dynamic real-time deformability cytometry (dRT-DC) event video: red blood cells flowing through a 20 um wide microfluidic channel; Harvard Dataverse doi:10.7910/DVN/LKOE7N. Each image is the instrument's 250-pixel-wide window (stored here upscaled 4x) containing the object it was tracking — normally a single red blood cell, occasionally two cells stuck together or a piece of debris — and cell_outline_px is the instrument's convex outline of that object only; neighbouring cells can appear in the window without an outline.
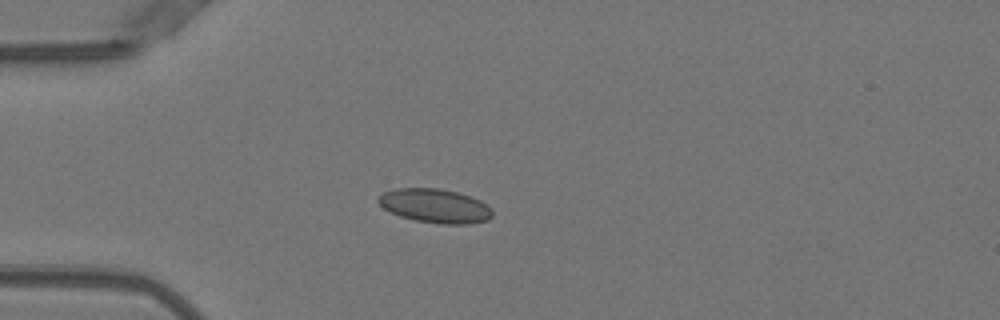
{"species": "Egyptian fruit bat (a non-hibernating species)", "species_latin": "Rousettus aegyptiacus", "temperature_condition": "warm", "stored_images_in_passage": 27, "camera_frame_rate_fps": 3000, "um_per_image_px": 0.085, "animal": {"sex": "female"}, "frame": {"image": 1, "passage_image": 1, "time_ms": 0.0, "image_size_px": [1000, 320], "cell_outline_px": [[492, 216], [488, 220], [468, 224], [440, 224], [416, 220], [400, 216], [384, 208], [376, 200], [376, 196], [384, 192], [396, 188], [436, 188], [456, 192], [480, 200], [492, 208]], "centroid_in_image_um": [36.97, 17.5], "position_along_channel_um": 48.0, "area_um2": 22.54}}
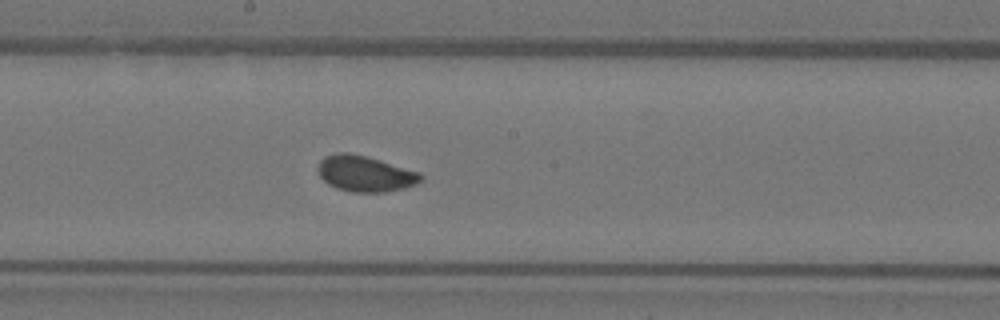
{"frame": {"image": 2, "passage_image": 15, "time_ms": 4.667, "image_size_px": [1000, 320], "cell_outline_px": [[424, 180], [416, 184], [404, 188], [384, 192], [352, 192], [336, 188], [328, 184], [320, 176], [316, 168], [320, 160], [324, 156], [336, 152], [348, 152], [364, 156], [420, 172], [424, 176]], "centroid_in_image_um": [31.02, 14.76], "position_along_channel_um": 217.2, "area_um2": 21.56}}
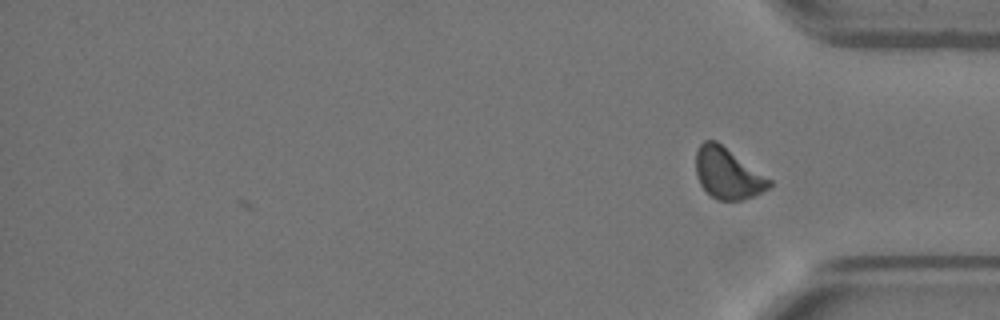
{"frame": {"image": 3, "passage_image": 27, "time_ms": 8.667, "image_size_px": [1000, 320], "cell_outline_px": [[772, 184], [768, 188], [752, 196], [740, 200], [720, 200], [712, 196], [700, 184], [696, 172], [696, 152], [700, 144], [704, 140], [716, 140], [772, 180]], "centroid_in_image_um": [61.84, 14.72], "position_along_channel_um": 373.4, "area_um2": 21.44}, "authors_computed_cell_mechanics": {"area_um2": 21.2126, "velocity_mm_per_s": 3.9622, "shape_relaxation_time_tau1_ms": 2.9292, "shape_relaxation_time_tau2_ms": null, "deformation_change_tau1": 0.0716, "deformation_change_tau2": null}}